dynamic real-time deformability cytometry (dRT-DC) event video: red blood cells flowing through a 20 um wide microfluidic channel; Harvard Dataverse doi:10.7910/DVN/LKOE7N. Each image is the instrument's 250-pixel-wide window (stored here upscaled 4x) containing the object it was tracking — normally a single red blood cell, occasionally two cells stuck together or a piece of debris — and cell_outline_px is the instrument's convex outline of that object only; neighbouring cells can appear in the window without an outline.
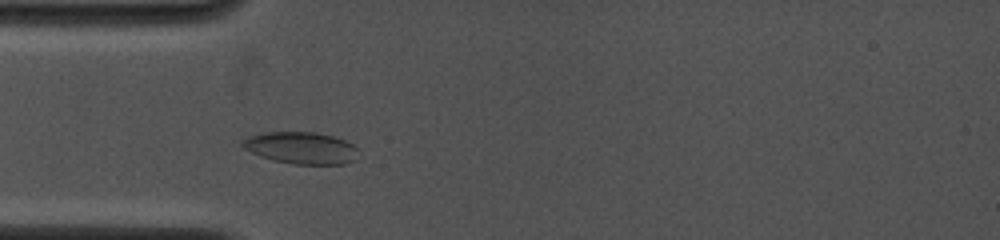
{"species": "common noctule bat (a hibernating species)", "species_latin": "Nyctalus noctula", "temperature_condition": "cold", "stored_images_in_passage": 3, "camera_frame_rate_fps": 4000, "um_per_image_px": 0.085, "animal": {"sex": "female", "body_mass_g": 19.0, "forearm_length_mm": 53.3}, "frame": {"image": 1, "passage_image": 3, "time_ms": 1.5, "image_size_px": [1000, 240], "cell_outline_px": [[356, 160], [344, 164], [292, 164], [260, 156], [244, 148], [240, 144], [240, 140], [248, 136], [268, 132], [316, 132], [332, 136], [344, 140], [352, 144], [356, 148]], "centroid_in_image_um": [25.58, 12.57], "position_along_channel_um": 59.4, "area_um2": 21.44}}